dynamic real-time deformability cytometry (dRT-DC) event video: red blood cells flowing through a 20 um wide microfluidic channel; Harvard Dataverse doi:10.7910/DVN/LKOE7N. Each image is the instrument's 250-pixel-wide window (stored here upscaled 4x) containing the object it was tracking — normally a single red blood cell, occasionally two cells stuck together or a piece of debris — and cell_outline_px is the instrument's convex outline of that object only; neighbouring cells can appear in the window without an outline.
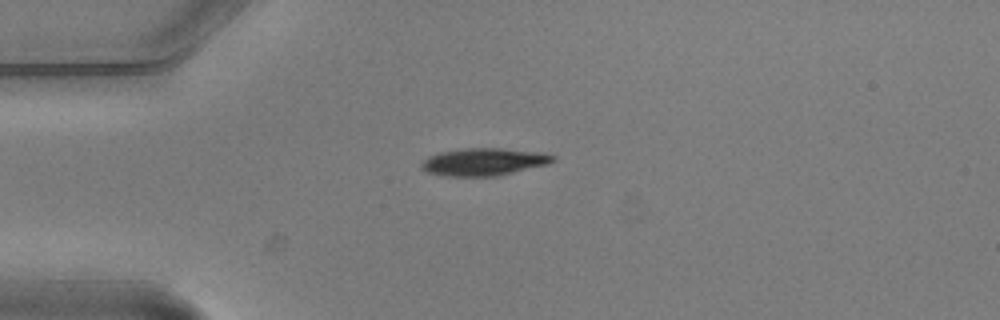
{"species": "common noctule bat (a hibernating species)", "species_latin": "Nyctalus noctula", "temperature_condition": "warm", "stored_images_in_passage": 6, "camera_frame_rate_fps": 3000, "um_per_image_px": 0.085, "animal": {"sex": "male", "body_mass_g": 20.5, "forearm_length_mm": 52.5}, "frame": {"image": 1, "passage_image": 1, "time_ms": 0.0, "image_size_px": [1000, 320], "cell_outline_px": [[556, 160], [548, 164], [500, 176], [444, 176], [428, 172], [420, 168], [420, 164], [428, 156], [440, 152], [464, 148], [500, 148], [544, 152], [556, 156]], "centroid_in_image_um": [41.16, 13.75], "position_along_channel_um": 43.8, "area_um2": 21.33}}
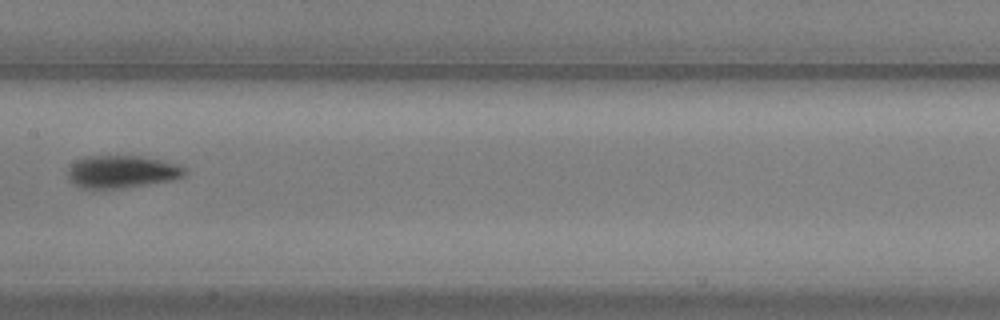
{"frame": {"image": 2, "passage_image": 5, "time_ms": 1.333, "image_size_px": [1000, 320], "cell_outline_px": [[188, 172], [184, 176], [172, 180], [148, 184], [120, 188], [80, 188], [68, 176], [68, 168], [76, 160], [88, 156], [140, 156], [180, 164]], "centroid_in_image_um": [10.39, 14.59], "position_along_channel_um": 197.0, "area_um2": 22.02}}
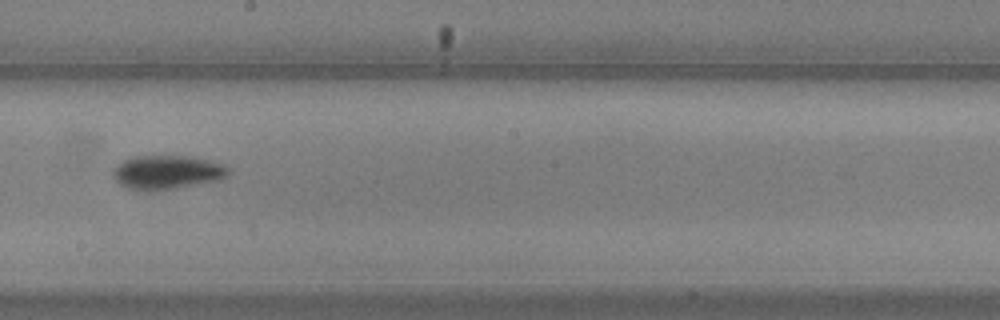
{"frame": {"image": 3, "passage_image": 6, "time_ms": 1.667, "image_size_px": [1000, 320], "cell_outline_px": [[232, 168], [228, 176], [220, 180], [148, 192], [128, 188], [120, 184], [112, 176], [112, 168], [116, 164], [132, 156], [192, 156], [224, 164]], "centroid_in_image_um": [14.2, 14.63], "position_along_channel_um": 234.0, "area_um2": 23.12}}